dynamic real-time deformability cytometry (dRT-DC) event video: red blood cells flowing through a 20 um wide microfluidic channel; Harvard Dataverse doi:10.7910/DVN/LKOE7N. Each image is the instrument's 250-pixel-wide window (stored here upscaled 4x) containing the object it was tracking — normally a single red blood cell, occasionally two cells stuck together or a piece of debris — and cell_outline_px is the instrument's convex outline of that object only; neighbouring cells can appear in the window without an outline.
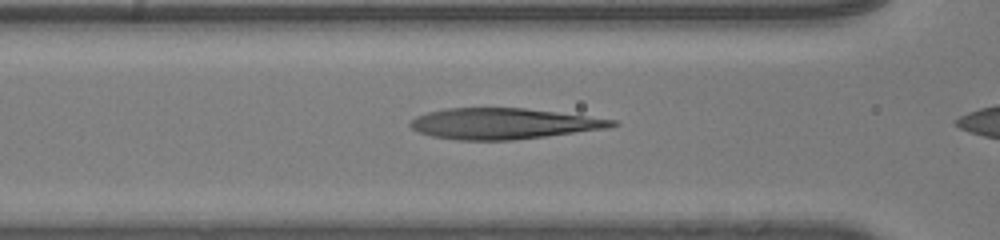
{"species": "human", "species_latin": "Homo sapiens", "temperature_condition": "room temperature", "stored_images_in_passage": 6, "camera_frame_rate_fps": 3000, "um_per_image_px": 0.085, "donor": {"sex": "male"}, "frame": {"image": 1, "passage_image": 4, "time_ms": 1.0, "image_size_px": [1000, 240], "cell_outline_px": [[620, 124], [608, 128], [512, 140], [456, 140], [432, 136], [420, 132], [412, 128], [408, 124], [408, 120], [416, 116], [428, 112], [448, 108], [524, 108], [556, 112], [616, 120]], "centroid_in_image_um": [42.74, 10.51], "position_along_channel_um": 123.9, "area_um2": 36.07}}